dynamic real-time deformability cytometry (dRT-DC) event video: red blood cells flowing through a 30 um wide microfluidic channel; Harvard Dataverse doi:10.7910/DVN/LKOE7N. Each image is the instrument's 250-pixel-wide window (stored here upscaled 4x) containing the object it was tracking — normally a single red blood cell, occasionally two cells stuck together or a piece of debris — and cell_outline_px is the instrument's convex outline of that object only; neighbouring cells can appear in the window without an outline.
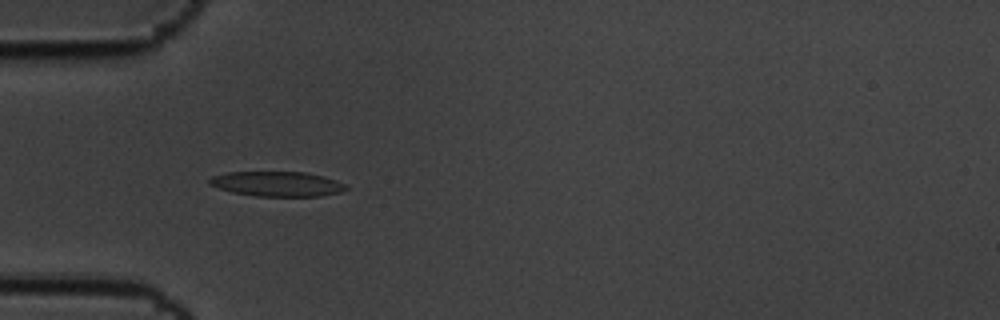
{"species": "common noctule bat (a hibernating species)", "species_latin": "Nyctalus noctula", "temperature_condition": "cold", "stored_images_in_passage": 46, "camera_frame_rate_fps": 3000, "um_per_image_px": 0.085, "animal": {"sex": "male", "body_mass_g": 19.5, "forearm_length_mm": 54.6}, "frame": {"image": 1, "passage_image": 6, "time_ms": 1.667, "image_size_px": [1000, 320], "cell_outline_px": [[348, 188], [340, 192], [320, 196], [256, 196], [232, 192], [208, 184], [208, 180], [212, 176], [228, 172], [308, 172], [324, 176], [336, 180], [344, 184]], "centroid_in_image_um": [23.56, 15.63], "position_along_channel_um": 61.4, "area_um2": 19.77}}
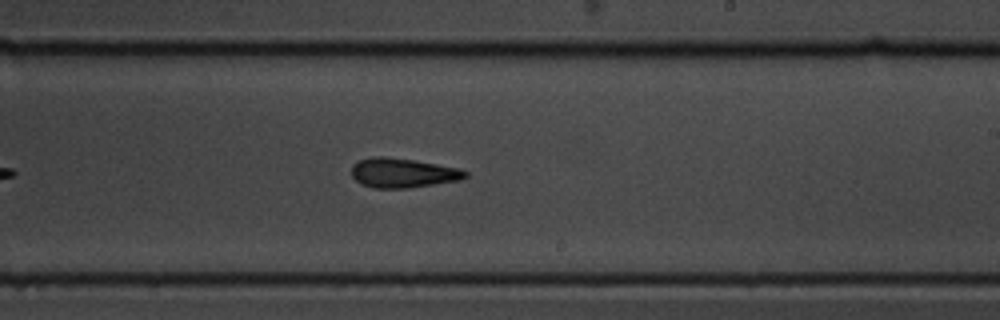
{"frame": {"image": 2, "passage_image": 23, "time_ms": 7.333, "image_size_px": [1000, 320], "cell_outline_px": [[468, 176], [460, 180], [408, 188], [372, 188], [360, 184], [352, 176], [352, 164], [360, 160], [372, 156], [384, 156], [412, 160], [460, 168], [468, 172]], "centroid_in_image_um": [34.22, 14.7], "position_along_channel_um": 254.8, "area_um2": 19.59}}
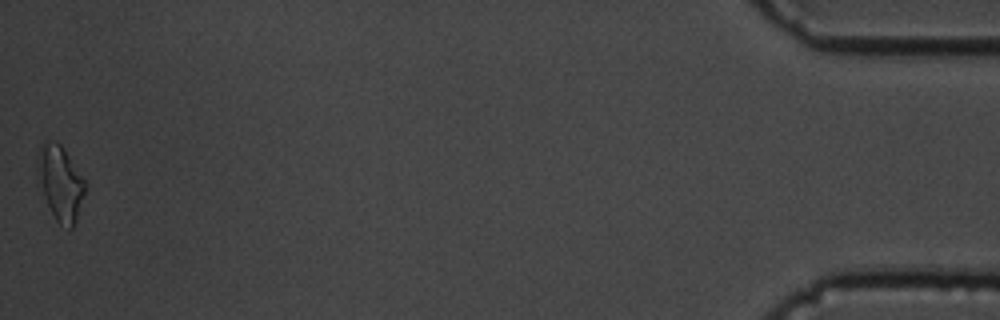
{"frame": {"image": 3, "passage_image": 46, "time_ms": 15.0, "image_size_px": [1000, 320], "cell_outline_px": [[88, 184], [76, 220], [72, 228], [68, 232], [56, 220], [36, 180], [36, 156], [44, 140], [52, 140], [60, 144], [64, 148]], "centroid_in_image_um": [5.12, 15.54], "position_along_channel_um": 430.1, "area_um2": 21.27}, "authors_computed_cell_mechanics": {"area_um2": 19.2763, "velocity_mm_per_s": 3.4654, "shape_relaxation_time_tau1_ms": 4.4552, "shape_relaxation_time_tau2_ms": 2.9715, "deformation_change_tau1": 0.1384, "deformation_change_tau2": 0.0949}}